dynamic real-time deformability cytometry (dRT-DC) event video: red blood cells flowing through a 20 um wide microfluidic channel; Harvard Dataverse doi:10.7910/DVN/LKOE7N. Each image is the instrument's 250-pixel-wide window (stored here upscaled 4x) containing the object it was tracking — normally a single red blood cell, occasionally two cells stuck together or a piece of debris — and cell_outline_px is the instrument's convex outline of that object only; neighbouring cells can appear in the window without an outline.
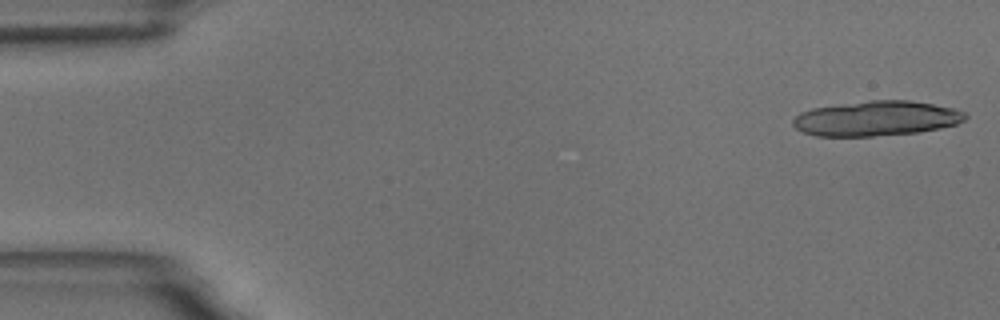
{"species": "common noctule bat (a hibernating species)", "species_latin": "Nyctalus noctula", "temperature_condition": "room temperature", "stored_images_in_passage": 12, "camera_frame_rate_fps": 3000, "um_per_image_px": 0.085, "animal": {"sex": "male", "body_mass_g": 18.8}, "frame": {"image": 1, "passage_image": 1, "time_ms": 0.0, "image_size_px": [1000, 320], "cell_outline_px": [[968, 116], [964, 120], [956, 124], [940, 128], [920, 132], [872, 136], [816, 136], [804, 132], [796, 128], [792, 124], [792, 120], [800, 112], [812, 108], [868, 100], [908, 100], [932, 104], [952, 108], [964, 112]], "centroid_in_image_um": [74.47, 10.07], "position_along_channel_um": 10.5, "area_um2": 35.03}}